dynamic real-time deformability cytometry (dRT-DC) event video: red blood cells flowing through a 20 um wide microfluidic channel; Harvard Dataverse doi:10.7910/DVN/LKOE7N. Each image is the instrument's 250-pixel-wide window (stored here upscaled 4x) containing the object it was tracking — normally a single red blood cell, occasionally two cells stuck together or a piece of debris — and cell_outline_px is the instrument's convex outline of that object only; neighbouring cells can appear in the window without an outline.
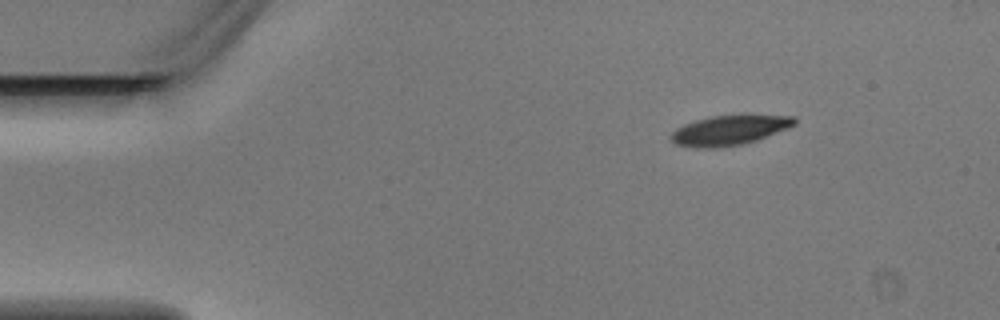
{"species": "Egyptian fruit bat (a non-hibernating species)", "species_latin": "Rousettus aegyptiacus", "temperature_condition": "warm", "stored_images_in_passage": 3, "camera_frame_rate_fps": 3000, "um_per_image_px": 0.085, "animal": {"sex": "male"}, "frame": {"image": 1, "passage_image": 1, "time_ms": 0.0, "image_size_px": [1000, 320], "cell_outline_px": [[796, 124], [788, 128], [756, 140], [744, 144], [716, 148], [692, 148], [676, 144], [668, 136], [676, 128], [684, 124], [708, 116], [796, 116]], "centroid_in_image_um": [61.94, 11.09], "position_along_channel_um": 23.1, "area_um2": 21.27}}